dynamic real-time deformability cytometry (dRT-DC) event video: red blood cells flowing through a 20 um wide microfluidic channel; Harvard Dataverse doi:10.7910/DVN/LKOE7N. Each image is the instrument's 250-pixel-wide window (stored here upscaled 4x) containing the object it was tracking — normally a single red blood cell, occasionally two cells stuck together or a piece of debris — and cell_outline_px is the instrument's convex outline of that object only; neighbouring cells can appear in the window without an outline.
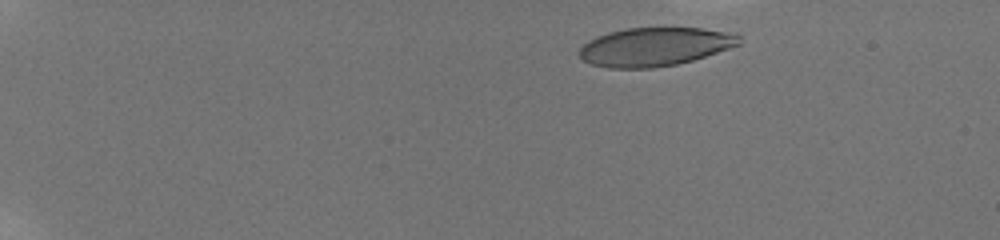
{"species": "human", "species_latin": "Homo sapiens", "temperature_condition": "room temperature", "stored_images_in_passage": 26, "camera_frame_rate_fps": 3000, "um_per_image_px": 0.085, "donor": {"sex": "male"}, "frame": {"image": 1, "passage_image": 3, "time_ms": 2.0, "image_size_px": [1000, 240], "cell_outline_px": [[740, 44], [692, 60], [676, 64], [652, 68], [608, 68], [592, 64], [584, 60], [580, 56], [580, 48], [588, 40], [596, 36], [608, 32], [624, 28], [700, 28], [724, 32], [740, 36]], "centroid_in_image_um": [55.6, 3.97], "position_along_channel_um": 29.4, "area_um2": 35.49}}
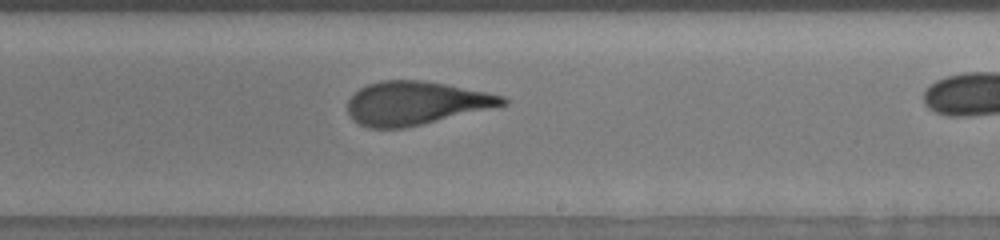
{"frame": {"image": 2, "passage_image": 19, "time_ms": 11.333, "image_size_px": [1000, 240], "cell_outline_px": [[508, 104], [404, 128], [368, 128], [352, 120], [348, 112], [348, 100], [360, 88], [368, 84], [380, 80], [424, 80], [488, 92], [504, 96], [508, 100]], "centroid_in_image_um": [35.32, 8.76], "position_along_channel_um": 253.7, "area_um2": 39.02}}
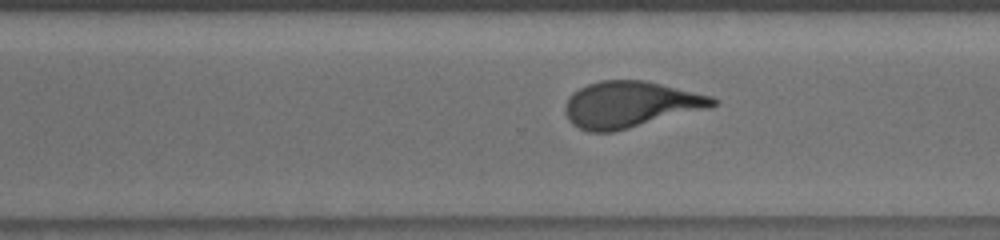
{"frame": {"image": 3, "passage_image": 24, "time_ms": 13.0, "image_size_px": [1000, 240], "cell_outline_px": [[716, 104], [708, 108], [612, 132], [588, 132], [572, 124], [568, 120], [564, 112], [564, 104], [572, 92], [588, 84], [600, 80], [644, 80], [712, 96], [716, 100]], "centroid_in_image_um": [53.5, 8.88], "position_along_channel_um": 317.1, "area_um2": 39.48}}